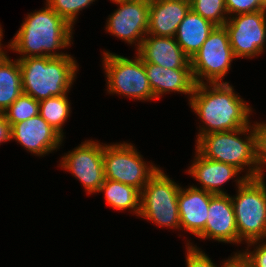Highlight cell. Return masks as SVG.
I'll return each instance as SVG.
<instances>
[{
  "mask_svg": "<svg viewBox=\"0 0 266 267\" xmlns=\"http://www.w3.org/2000/svg\"><path fill=\"white\" fill-rule=\"evenodd\" d=\"M98 192H105L106 202L113 208L132 209L139 216L141 192L135 187L105 179Z\"/></svg>",
  "mask_w": 266,
  "mask_h": 267,
  "instance_id": "obj_22",
  "label": "cell"
},
{
  "mask_svg": "<svg viewBox=\"0 0 266 267\" xmlns=\"http://www.w3.org/2000/svg\"><path fill=\"white\" fill-rule=\"evenodd\" d=\"M228 260L223 267H255L243 253H236Z\"/></svg>",
  "mask_w": 266,
  "mask_h": 267,
  "instance_id": "obj_31",
  "label": "cell"
},
{
  "mask_svg": "<svg viewBox=\"0 0 266 267\" xmlns=\"http://www.w3.org/2000/svg\"><path fill=\"white\" fill-rule=\"evenodd\" d=\"M22 90L37 101L65 95L76 76V61L70 55L61 57H28L18 59Z\"/></svg>",
  "mask_w": 266,
  "mask_h": 267,
  "instance_id": "obj_3",
  "label": "cell"
},
{
  "mask_svg": "<svg viewBox=\"0 0 266 267\" xmlns=\"http://www.w3.org/2000/svg\"><path fill=\"white\" fill-rule=\"evenodd\" d=\"M190 10V0H149L147 35L175 37Z\"/></svg>",
  "mask_w": 266,
  "mask_h": 267,
  "instance_id": "obj_16",
  "label": "cell"
},
{
  "mask_svg": "<svg viewBox=\"0 0 266 267\" xmlns=\"http://www.w3.org/2000/svg\"><path fill=\"white\" fill-rule=\"evenodd\" d=\"M266 10L229 17L223 25L235 58H252L263 52L266 40Z\"/></svg>",
  "mask_w": 266,
  "mask_h": 267,
  "instance_id": "obj_10",
  "label": "cell"
},
{
  "mask_svg": "<svg viewBox=\"0 0 266 267\" xmlns=\"http://www.w3.org/2000/svg\"><path fill=\"white\" fill-rule=\"evenodd\" d=\"M137 51V55L144 63H153L172 69L191 68L190 58L174 37L150 35L143 39Z\"/></svg>",
  "mask_w": 266,
  "mask_h": 267,
  "instance_id": "obj_15",
  "label": "cell"
},
{
  "mask_svg": "<svg viewBox=\"0 0 266 267\" xmlns=\"http://www.w3.org/2000/svg\"><path fill=\"white\" fill-rule=\"evenodd\" d=\"M196 84L190 96L191 108L205 123L198 139L207 133L224 132L249 126L251 109L233 92L227 82ZM212 89V90H211Z\"/></svg>",
  "mask_w": 266,
  "mask_h": 267,
  "instance_id": "obj_1",
  "label": "cell"
},
{
  "mask_svg": "<svg viewBox=\"0 0 266 267\" xmlns=\"http://www.w3.org/2000/svg\"><path fill=\"white\" fill-rule=\"evenodd\" d=\"M238 193L231 197L239 243L256 244L266 237V184L263 177L237 179Z\"/></svg>",
  "mask_w": 266,
  "mask_h": 267,
  "instance_id": "obj_5",
  "label": "cell"
},
{
  "mask_svg": "<svg viewBox=\"0 0 266 267\" xmlns=\"http://www.w3.org/2000/svg\"><path fill=\"white\" fill-rule=\"evenodd\" d=\"M234 58L227 30L216 26L190 59L195 83H203V78L209 83H221Z\"/></svg>",
  "mask_w": 266,
  "mask_h": 267,
  "instance_id": "obj_8",
  "label": "cell"
},
{
  "mask_svg": "<svg viewBox=\"0 0 266 267\" xmlns=\"http://www.w3.org/2000/svg\"><path fill=\"white\" fill-rule=\"evenodd\" d=\"M190 9L216 26H223L228 20L225 0H190Z\"/></svg>",
  "mask_w": 266,
  "mask_h": 267,
  "instance_id": "obj_25",
  "label": "cell"
},
{
  "mask_svg": "<svg viewBox=\"0 0 266 267\" xmlns=\"http://www.w3.org/2000/svg\"><path fill=\"white\" fill-rule=\"evenodd\" d=\"M63 135L39 114L11 126V139L37 155H45L58 148Z\"/></svg>",
  "mask_w": 266,
  "mask_h": 267,
  "instance_id": "obj_13",
  "label": "cell"
},
{
  "mask_svg": "<svg viewBox=\"0 0 266 267\" xmlns=\"http://www.w3.org/2000/svg\"><path fill=\"white\" fill-rule=\"evenodd\" d=\"M22 93L19 61L13 62L7 57L0 64V112H4Z\"/></svg>",
  "mask_w": 266,
  "mask_h": 267,
  "instance_id": "obj_21",
  "label": "cell"
},
{
  "mask_svg": "<svg viewBox=\"0 0 266 267\" xmlns=\"http://www.w3.org/2000/svg\"><path fill=\"white\" fill-rule=\"evenodd\" d=\"M187 249V267H217L214 263H212L210 258L205 253L197 249L196 246L194 247L190 245Z\"/></svg>",
  "mask_w": 266,
  "mask_h": 267,
  "instance_id": "obj_29",
  "label": "cell"
},
{
  "mask_svg": "<svg viewBox=\"0 0 266 267\" xmlns=\"http://www.w3.org/2000/svg\"><path fill=\"white\" fill-rule=\"evenodd\" d=\"M11 140V125L6 120L3 112H0V143Z\"/></svg>",
  "mask_w": 266,
  "mask_h": 267,
  "instance_id": "obj_32",
  "label": "cell"
},
{
  "mask_svg": "<svg viewBox=\"0 0 266 267\" xmlns=\"http://www.w3.org/2000/svg\"><path fill=\"white\" fill-rule=\"evenodd\" d=\"M71 38L72 26L47 4L45 9L28 14L8 46L23 54L20 58L61 57L68 54L52 51L71 45Z\"/></svg>",
  "mask_w": 266,
  "mask_h": 267,
  "instance_id": "obj_2",
  "label": "cell"
},
{
  "mask_svg": "<svg viewBox=\"0 0 266 267\" xmlns=\"http://www.w3.org/2000/svg\"><path fill=\"white\" fill-rule=\"evenodd\" d=\"M196 153L195 161L188 172L202 185L199 189L214 195L227 194L219 187L236 176L240 170L233 165L205 158L198 151Z\"/></svg>",
  "mask_w": 266,
  "mask_h": 267,
  "instance_id": "obj_19",
  "label": "cell"
},
{
  "mask_svg": "<svg viewBox=\"0 0 266 267\" xmlns=\"http://www.w3.org/2000/svg\"><path fill=\"white\" fill-rule=\"evenodd\" d=\"M67 93L62 96H52L39 101V115L55 130L63 134L62 126L70 113V102Z\"/></svg>",
  "mask_w": 266,
  "mask_h": 267,
  "instance_id": "obj_23",
  "label": "cell"
},
{
  "mask_svg": "<svg viewBox=\"0 0 266 267\" xmlns=\"http://www.w3.org/2000/svg\"><path fill=\"white\" fill-rule=\"evenodd\" d=\"M61 161V167L71 171L89 193L100 190L105 181L103 145L94 141L84 142L64 155Z\"/></svg>",
  "mask_w": 266,
  "mask_h": 267,
  "instance_id": "obj_11",
  "label": "cell"
},
{
  "mask_svg": "<svg viewBox=\"0 0 266 267\" xmlns=\"http://www.w3.org/2000/svg\"><path fill=\"white\" fill-rule=\"evenodd\" d=\"M180 186L159 169L141 191L140 214L158 226L180 229L178 194Z\"/></svg>",
  "mask_w": 266,
  "mask_h": 267,
  "instance_id": "obj_6",
  "label": "cell"
},
{
  "mask_svg": "<svg viewBox=\"0 0 266 267\" xmlns=\"http://www.w3.org/2000/svg\"><path fill=\"white\" fill-rule=\"evenodd\" d=\"M132 144H113L103 146L105 179L130 185L140 192L149 179L159 170L148 166Z\"/></svg>",
  "mask_w": 266,
  "mask_h": 267,
  "instance_id": "obj_9",
  "label": "cell"
},
{
  "mask_svg": "<svg viewBox=\"0 0 266 267\" xmlns=\"http://www.w3.org/2000/svg\"><path fill=\"white\" fill-rule=\"evenodd\" d=\"M255 133L256 163L258 166V177H263V165H266V124L256 123L251 126ZM262 165V166H261Z\"/></svg>",
  "mask_w": 266,
  "mask_h": 267,
  "instance_id": "obj_27",
  "label": "cell"
},
{
  "mask_svg": "<svg viewBox=\"0 0 266 267\" xmlns=\"http://www.w3.org/2000/svg\"><path fill=\"white\" fill-rule=\"evenodd\" d=\"M103 65L109 93L123 94L138 100L156 99L146 74L143 60L104 52Z\"/></svg>",
  "mask_w": 266,
  "mask_h": 267,
  "instance_id": "obj_7",
  "label": "cell"
},
{
  "mask_svg": "<svg viewBox=\"0 0 266 267\" xmlns=\"http://www.w3.org/2000/svg\"><path fill=\"white\" fill-rule=\"evenodd\" d=\"M225 5L227 13L235 15L265 10L263 0H225Z\"/></svg>",
  "mask_w": 266,
  "mask_h": 267,
  "instance_id": "obj_28",
  "label": "cell"
},
{
  "mask_svg": "<svg viewBox=\"0 0 266 267\" xmlns=\"http://www.w3.org/2000/svg\"><path fill=\"white\" fill-rule=\"evenodd\" d=\"M250 128L249 125L232 131L202 135L196 140V150L205 158L233 165L240 171L243 170L244 166H250L246 177L256 178L258 177V166L256 163L255 133L254 129ZM245 132L250 133L246 141L238 137L239 134L245 135Z\"/></svg>",
  "mask_w": 266,
  "mask_h": 267,
  "instance_id": "obj_4",
  "label": "cell"
},
{
  "mask_svg": "<svg viewBox=\"0 0 266 267\" xmlns=\"http://www.w3.org/2000/svg\"><path fill=\"white\" fill-rule=\"evenodd\" d=\"M263 4H264L265 10H266V0H263Z\"/></svg>",
  "mask_w": 266,
  "mask_h": 267,
  "instance_id": "obj_35",
  "label": "cell"
},
{
  "mask_svg": "<svg viewBox=\"0 0 266 267\" xmlns=\"http://www.w3.org/2000/svg\"><path fill=\"white\" fill-rule=\"evenodd\" d=\"M58 15L66 20L71 26L75 22L78 12L95 0H46Z\"/></svg>",
  "mask_w": 266,
  "mask_h": 267,
  "instance_id": "obj_26",
  "label": "cell"
},
{
  "mask_svg": "<svg viewBox=\"0 0 266 267\" xmlns=\"http://www.w3.org/2000/svg\"><path fill=\"white\" fill-rule=\"evenodd\" d=\"M6 120L12 126L39 114V101L22 93L4 112Z\"/></svg>",
  "mask_w": 266,
  "mask_h": 267,
  "instance_id": "obj_24",
  "label": "cell"
},
{
  "mask_svg": "<svg viewBox=\"0 0 266 267\" xmlns=\"http://www.w3.org/2000/svg\"><path fill=\"white\" fill-rule=\"evenodd\" d=\"M216 27L212 22L204 19L191 9L178 25L175 40L184 53L191 59L201 48L209 34Z\"/></svg>",
  "mask_w": 266,
  "mask_h": 267,
  "instance_id": "obj_20",
  "label": "cell"
},
{
  "mask_svg": "<svg viewBox=\"0 0 266 267\" xmlns=\"http://www.w3.org/2000/svg\"><path fill=\"white\" fill-rule=\"evenodd\" d=\"M112 1L115 2V3H119V2L126 1V0H112Z\"/></svg>",
  "mask_w": 266,
  "mask_h": 267,
  "instance_id": "obj_34",
  "label": "cell"
},
{
  "mask_svg": "<svg viewBox=\"0 0 266 267\" xmlns=\"http://www.w3.org/2000/svg\"><path fill=\"white\" fill-rule=\"evenodd\" d=\"M117 4L120 8L110 15L106 29L129 44L137 41L138 49L144 34L147 35L149 0H126Z\"/></svg>",
  "mask_w": 266,
  "mask_h": 267,
  "instance_id": "obj_12",
  "label": "cell"
},
{
  "mask_svg": "<svg viewBox=\"0 0 266 267\" xmlns=\"http://www.w3.org/2000/svg\"><path fill=\"white\" fill-rule=\"evenodd\" d=\"M212 195L194 186L185 190L180 188L178 208L181 228L195 236L205 228Z\"/></svg>",
  "mask_w": 266,
  "mask_h": 267,
  "instance_id": "obj_17",
  "label": "cell"
},
{
  "mask_svg": "<svg viewBox=\"0 0 266 267\" xmlns=\"http://www.w3.org/2000/svg\"><path fill=\"white\" fill-rule=\"evenodd\" d=\"M144 65L155 98L170 91L193 94L196 83L192 68H163L153 63H144Z\"/></svg>",
  "mask_w": 266,
  "mask_h": 267,
  "instance_id": "obj_18",
  "label": "cell"
},
{
  "mask_svg": "<svg viewBox=\"0 0 266 267\" xmlns=\"http://www.w3.org/2000/svg\"><path fill=\"white\" fill-rule=\"evenodd\" d=\"M205 228L197 235L226 243H239L234 207L228 194L212 195Z\"/></svg>",
  "mask_w": 266,
  "mask_h": 267,
  "instance_id": "obj_14",
  "label": "cell"
},
{
  "mask_svg": "<svg viewBox=\"0 0 266 267\" xmlns=\"http://www.w3.org/2000/svg\"><path fill=\"white\" fill-rule=\"evenodd\" d=\"M257 249V250H256ZM255 251L242 252L255 267H266V242L257 247Z\"/></svg>",
  "mask_w": 266,
  "mask_h": 267,
  "instance_id": "obj_30",
  "label": "cell"
},
{
  "mask_svg": "<svg viewBox=\"0 0 266 267\" xmlns=\"http://www.w3.org/2000/svg\"><path fill=\"white\" fill-rule=\"evenodd\" d=\"M2 29L0 28V64L2 63V61L7 58V55L5 54V52H3L2 48H1V39H2Z\"/></svg>",
  "mask_w": 266,
  "mask_h": 267,
  "instance_id": "obj_33",
  "label": "cell"
}]
</instances>
